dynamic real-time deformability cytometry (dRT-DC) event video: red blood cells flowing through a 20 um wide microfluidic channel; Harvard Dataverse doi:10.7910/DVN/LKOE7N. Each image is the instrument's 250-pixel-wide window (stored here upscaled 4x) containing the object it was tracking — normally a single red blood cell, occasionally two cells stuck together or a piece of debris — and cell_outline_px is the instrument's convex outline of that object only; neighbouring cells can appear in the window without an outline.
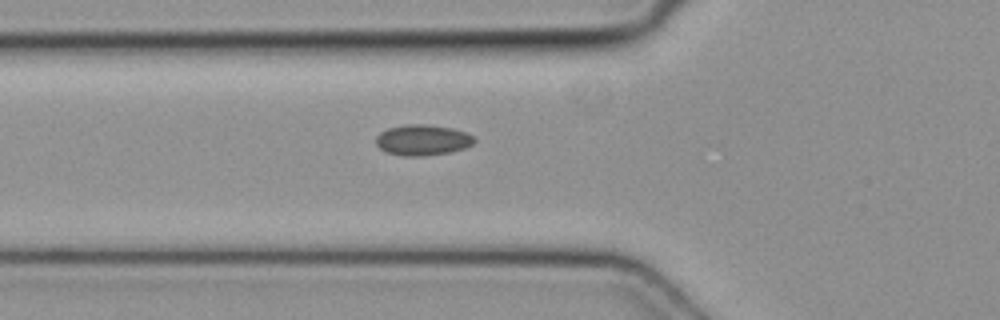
{"species": "common noctule bat (a hibernating species)", "species_latin": "Nyctalus noctula", "temperature_condition": "cold", "stored_images_in_passage": 3, "camera_frame_rate_fps": 3000, "um_per_image_px": 0.085, "animal": {"sex": "female", "body_mass_g": 19.3, "forearm_length_mm": 54.1}, "frame": {"image": 1, "passage_image": 3, "time_ms": 0.667, "image_size_px": [1000, 320], "cell_outline_px": [[476, 140], [472, 144], [464, 148], [448, 152], [424, 156], [404, 156], [388, 152], [380, 148], [376, 144], [376, 136], [380, 132], [388, 128], [404, 124], [424, 124], [452, 128], [464, 132], [472, 136]], "centroid_in_image_um": [35.89, 11.89], "position_along_channel_um": 89.9, "area_um2": 17.46}}